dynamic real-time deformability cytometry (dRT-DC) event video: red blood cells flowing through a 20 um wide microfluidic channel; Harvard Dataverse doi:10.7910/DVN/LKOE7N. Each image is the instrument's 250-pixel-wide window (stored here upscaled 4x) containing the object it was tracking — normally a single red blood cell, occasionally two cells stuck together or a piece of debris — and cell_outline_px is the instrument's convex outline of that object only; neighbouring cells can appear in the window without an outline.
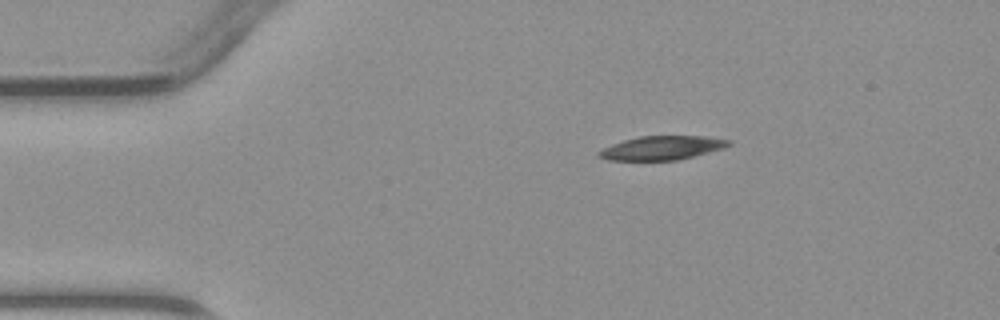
{"species": "common noctule bat (a hibernating species)", "species_latin": "Nyctalus noctula", "temperature_condition": "warm", "stored_images_in_passage": 3, "camera_frame_rate_fps": 3000, "um_per_image_px": 0.085, "animal": {"sex": "male", "body_mass_g": 23.1, "forearm_length_mm": 52.7}, "frame": {"image": 1, "passage_image": 1, "time_ms": 0.0, "image_size_px": [1000, 320], "cell_outline_px": [[732, 144], [724, 148], [676, 160], [608, 160], [596, 156], [596, 152], [612, 144], [624, 140], [640, 136], [708, 136], [732, 140]], "centroid_in_image_um": [56.27, 12.56], "position_along_channel_um": 28.7, "area_um2": 18.03}}
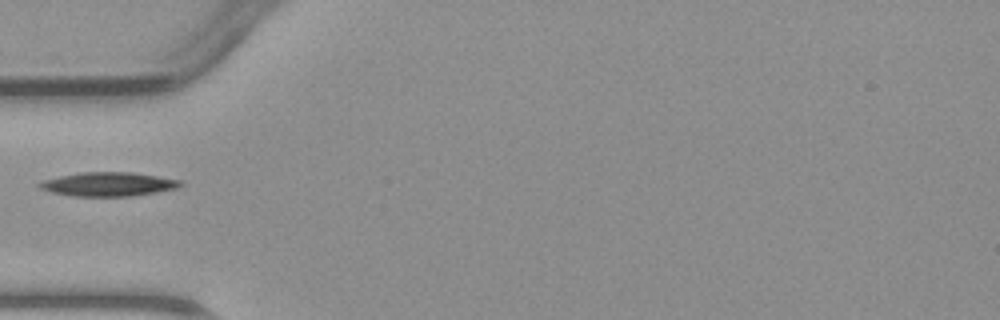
{"frame": {"image": 2, "passage_image": 3, "time_ms": 2.333, "image_size_px": [1000, 320], "cell_outline_px": [[184, 184], [176, 188], [156, 192], [132, 196], [72, 196], [52, 192], [40, 188], [36, 184], [40, 180], [80, 172], [132, 172], [180, 180]], "centroid_in_image_um": [9.16, 15.65], "position_along_channel_um": 75.8, "area_um2": 19.65}}